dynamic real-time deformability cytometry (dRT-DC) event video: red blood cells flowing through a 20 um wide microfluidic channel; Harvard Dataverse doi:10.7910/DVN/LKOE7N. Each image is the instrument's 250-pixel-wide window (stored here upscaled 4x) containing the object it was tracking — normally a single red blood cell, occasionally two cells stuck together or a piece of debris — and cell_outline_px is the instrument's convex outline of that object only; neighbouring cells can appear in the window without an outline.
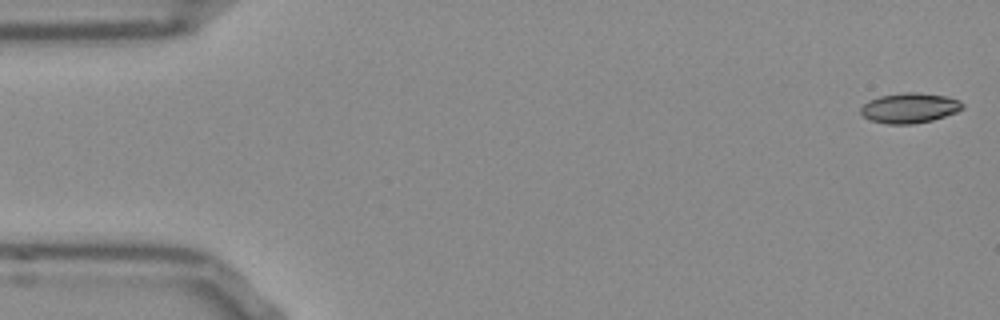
{"species": "Egyptian fruit bat (a non-hibernating species)", "species_latin": "Rousettus aegyptiacus", "temperature_condition": "room temperature", "stored_images_in_passage": 53, "camera_frame_rate_fps": 3000, "um_per_image_px": 0.085, "frame": {"image": 1, "passage_image": 1, "time_ms": 0.0, "image_size_px": [1000, 320], "cell_outline_px": [[964, 108], [956, 112], [932, 120], [912, 124], [888, 124], [868, 120], [860, 116], [860, 108], [868, 100], [880, 96], [908, 92], [916, 92], [944, 96], [960, 100], [964, 104]], "centroid_in_image_um": [77.28, 9.19], "position_along_channel_um": 7.7, "area_um2": 17.92}}
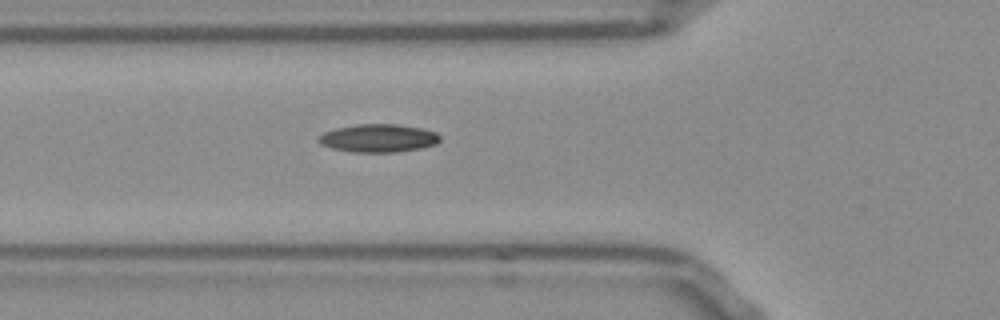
{"frame": {"image": 2, "passage_image": 18, "time_ms": 5.667, "image_size_px": [1000, 320], "cell_outline_px": [[440, 140], [436, 144], [420, 148], [396, 152], [352, 152], [332, 148], [320, 144], [316, 140], [324, 132], [336, 128], [356, 124], [400, 124], [420, 128], [436, 132], [440, 136]], "centroid_in_image_um": [32.15, 11.74], "position_along_channel_um": 93.6, "area_um2": 19.88}}
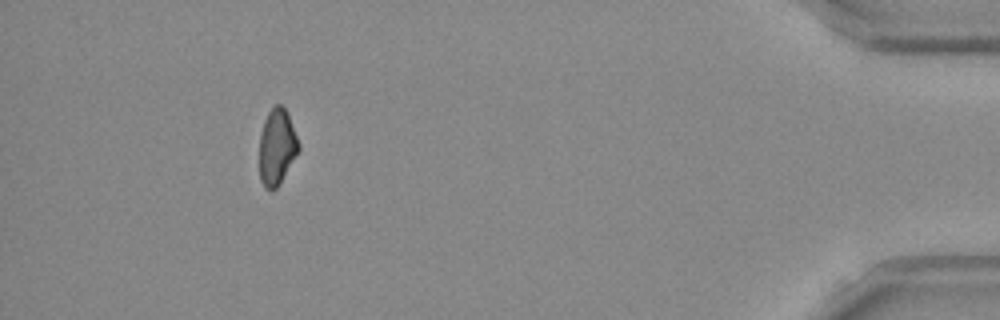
{"frame": {"image": 3, "passage_image": 48, "time_ms": 15.667, "image_size_px": [1000, 320], "cell_outline_px": [[300, 148], [276, 188], [272, 192], [264, 188], [260, 180], [260, 132], [264, 120], [268, 112], [276, 104], [280, 104], [288, 112], [300, 144]], "centroid_in_image_um": [23.53, 12.47], "position_along_channel_um": 411.7, "area_um2": 17.34}}